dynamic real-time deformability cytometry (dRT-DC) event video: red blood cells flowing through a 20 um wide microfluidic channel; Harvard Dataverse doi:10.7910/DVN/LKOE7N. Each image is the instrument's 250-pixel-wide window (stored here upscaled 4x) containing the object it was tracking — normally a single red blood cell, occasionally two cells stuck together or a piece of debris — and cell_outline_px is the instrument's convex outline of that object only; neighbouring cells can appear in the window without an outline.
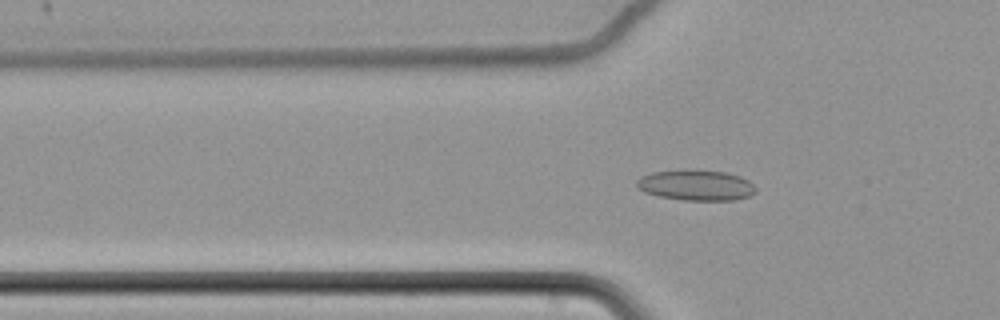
{"species": "common noctule bat (a hibernating species)", "species_latin": "Nyctalus noctula", "temperature_condition": "cold", "stored_images_in_passage": 54, "camera_frame_rate_fps": 3000, "um_per_image_px": 0.085, "animal": {"sex": "female", "body_mass_g": 22.7, "forearm_length_mm": 54.2}, "frame": {"image": 1, "passage_image": 14, "time_ms": 4.333, "image_size_px": [1000, 320], "cell_outline_px": [[756, 192], [752, 196], [736, 200], [684, 200], [660, 196], [644, 192], [636, 188], [636, 180], [640, 176], [652, 172], [684, 168], [724, 172], [740, 176], [748, 180], [756, 188]], "centroid_in_image_um": [59.14, 15.72], "position_along_channel_um": 66.7, "area_um2": 21.68}}
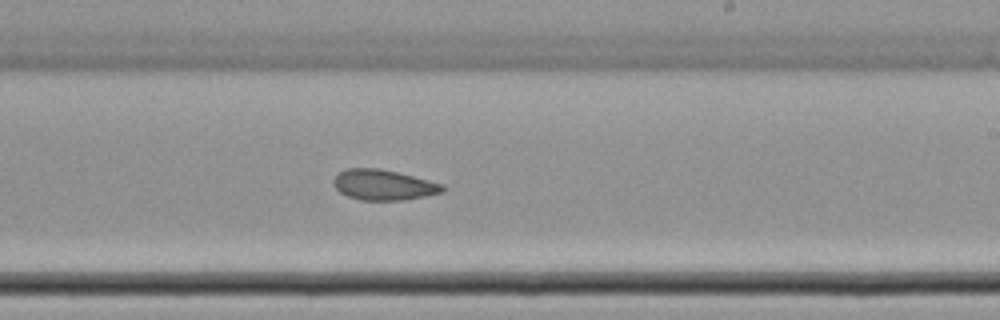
{"frame": {"image": 2, "passage_image": 31, "time_ms": 10.0, "image_size_px": [1000, 320], "cell_outline_px": [[448, 188], [444, 192], [404, 200], [360, 200], [348, 196], [340, 192], [332, 184], [332, 180], [336, 172], [344, 168], [380, 168], [444, 184]], "centroid_in_image_um": [32.57, 15.71], "position_along_channel_um": 256.4, "area_um2": 19.59}}
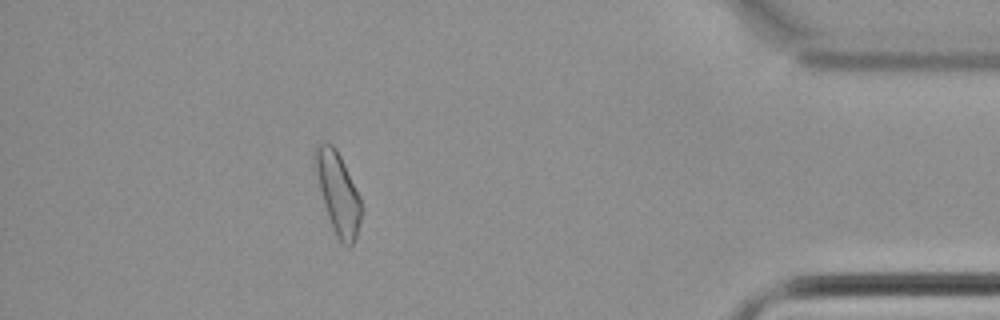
{"frame": {"image": 3, "passage_image": 48, "time_ms": 15.667, "image_size_px": [1000, 320], "cell_outline_px": [[360, 220], [356, 236], [352, 244], [348, 248], [340, 240], [328, 216], [324, 204], [312, 156], [312, 152], [316, 144], [332, 144], [340, 156], [360, 196]], "centroid_in_image_um": [28.7, 16.36], "position_along_channel_um": 406.5, "area_um2": 21.15}, "authors_computed_cell_mechanics": {"area_um2": 20.6057, "velocity_mm_per_s": 3.4254, "shape_relaxation_time_tau1_ms": null, "shape_relaxation_time_tau2_ms": 3.6357, "deformation_change_tau1": null, "deformation_change_tau2": 0.0766}}